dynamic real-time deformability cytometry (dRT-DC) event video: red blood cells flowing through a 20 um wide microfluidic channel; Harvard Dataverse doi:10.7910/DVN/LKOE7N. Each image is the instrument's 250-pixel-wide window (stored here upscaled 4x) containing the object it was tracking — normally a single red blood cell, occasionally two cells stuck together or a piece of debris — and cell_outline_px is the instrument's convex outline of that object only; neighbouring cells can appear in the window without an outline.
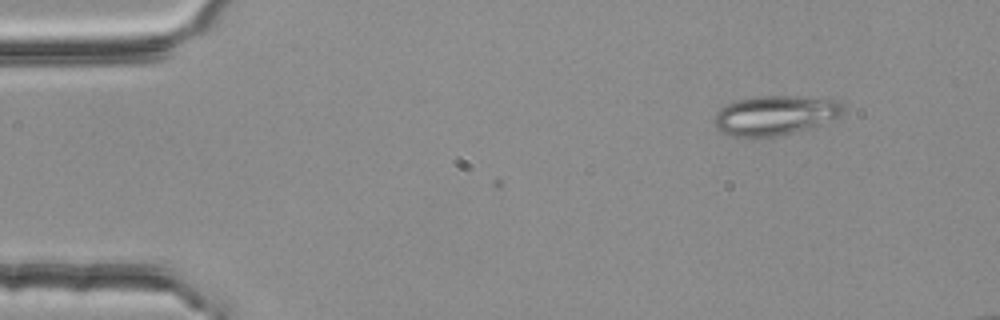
{"species": "common noctule bat (a hibernating species)", "species_latin": "Nyctalus noctula", "temperature_condition": "room temperature", "stored_images_in_passage": 9, "camera_frame_rate_fps": 3000, "um_per_image_px": 0.085, "animal": {"sex": "female", "body_mass_g": 25.1}, "frame": {"image": 1, "passage_image": 9, "time_ms": 2.667, "image_size_px": [1000, 320], "cell_outline_px": [[844, 108], [840, 116], [820, 124], [792, 132], [752, 140], [748, 140], [732, 136], [720, 132], [712, 124], [712, 120], [716, 112], [720, 108], [728, 104], [740, 100], [760, 96], [792, 96], [840, 100]], "centroid_in_image_um": [65.79, 9.83], "position_along_channel_um": 19.2, "area_um2": 29.94}}